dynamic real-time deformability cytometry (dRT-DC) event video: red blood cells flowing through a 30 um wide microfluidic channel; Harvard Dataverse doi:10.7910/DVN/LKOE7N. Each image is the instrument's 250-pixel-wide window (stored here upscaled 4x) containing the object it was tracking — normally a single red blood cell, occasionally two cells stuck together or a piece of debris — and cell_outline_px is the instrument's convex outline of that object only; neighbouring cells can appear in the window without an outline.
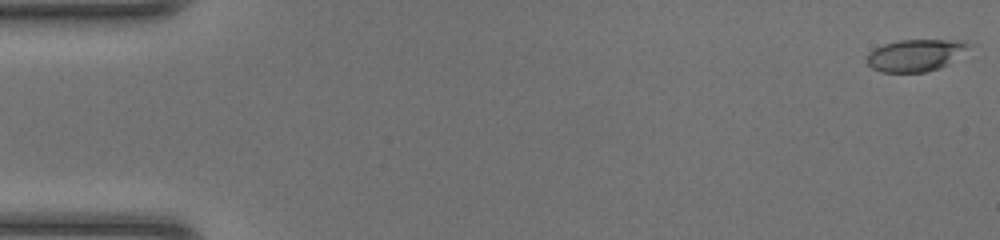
{"species": "common noctule bat (a hibernating species)", "species_latin": "Nyctalus noctula", "temperature_condition": "room temperature", "stored_images_in_passage": 48, "camera_frame_rate_fps": 3000, "um_per_image_px": 0.085, "animal": {"sex": "female", "body_mass_g": 20.0, "forearm_length_mm": 54.0}, "frame": {"image": 1, "passage_image": 1, "time_ms": 0.0, "image_size_px": [1000, 240], "cell_outline_px": [[972, 44], [948, 64], [940, 68], [924, 72], [880, 72], [872, 68], [864, 60], [868, 52], [884, 44], [900, 40], [968, 40]], "centroid_in_image_um": [77.78, 4.69], "position_along_channel_um": 7.2, "area_um2": 19.02}}
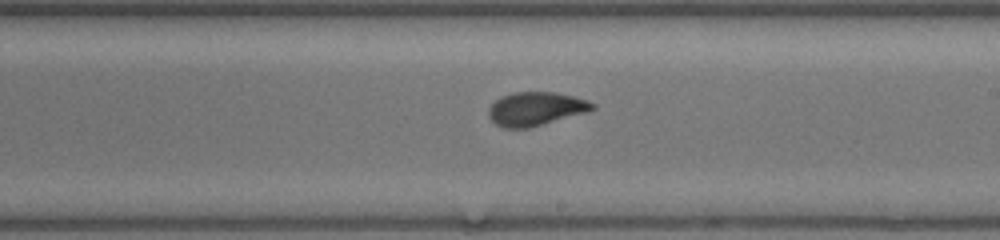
{"frame": {"image": 2, "passage_image": 28, "time_ms": 9.0, "image_size_px": [1000, 240], "cell_outline_px": [[596, 108], [588, 112], [528, 128], [504, 128], [496, 124], [488, 116], [488, 108], [500, 96], [512, 92], [556, 92], [588, 100], [596, 104]], "centroid_in_image_um": [45.54, 9.24], "position_along_channel_um": 243.5, "area_um2": 20.46}}
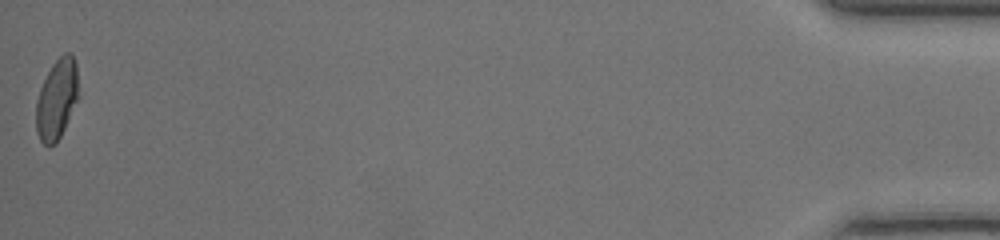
{"frame": {"image": 3, "passage_image": 48, "time_ms": 15.667, "image_size_px": [1000, 240], "cell_outline_px": [[80, 96], [56, 144], [48, 148], [40, 140], [36, 132], [36, 100], [40, 88], [52, 64], [64, 52], [68, 52], [72, 56], [76, 64]], "centroid_in_image_um": [4.83, 8.45], "position_along_channel_um": 430.4, "area_um2": 20.06}, "authors_computed_cell_mechanics": {"area_um2": 19.9988, "velocity_mm_per_s": 4.337, "shape_relaxation_time_tau1_ms": 4.9588, "shape_relaxation_time_tau2_ms": 0.945, "deformation_change_tau1": 0.179, "deformation_change_tau2": 0.0551}}